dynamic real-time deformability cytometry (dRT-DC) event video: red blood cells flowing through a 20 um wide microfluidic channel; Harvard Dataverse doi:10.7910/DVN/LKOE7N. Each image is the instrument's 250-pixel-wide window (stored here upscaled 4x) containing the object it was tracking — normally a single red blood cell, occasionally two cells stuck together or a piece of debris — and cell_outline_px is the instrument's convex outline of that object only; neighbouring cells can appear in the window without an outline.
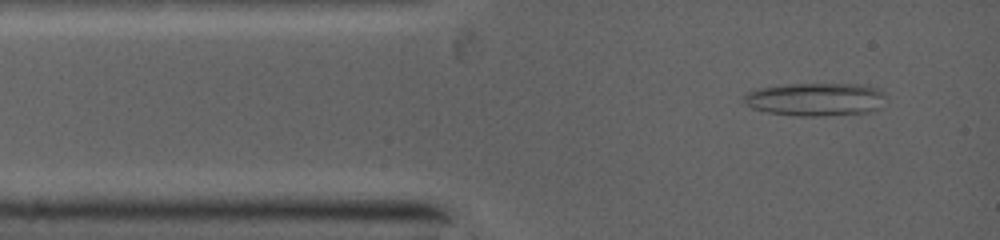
{"species": "common noctule bat (a hibernating species)", "species_latin": "Nyctalus noctula", "temperature_condition": "warm", "stored_images_in_passage": 18, "camera_frame_rate_fps": 5000, "um_per_image_px": 0.085, "animal": {"sex": "female", "body_mass_g": 19.0, "forearm_length_mm": 53.3}, "frame": {"image": 1, "passage_image": 5, "time_ms": 0.6, "image_size_px": [1000, 240], "cell_outline_px": [[888, 100], [880, 108], [868, 112], [808, 116], [768, 112], [752, 108], [744, 104], [744, 96], [752, 88], [784, 84], [868, 84], [880, 88], [888, 96]], "centroid_in_image_um": [69.38, 8.41], "position_along_channel_um": 15.6, "area_um2": 27.8}}